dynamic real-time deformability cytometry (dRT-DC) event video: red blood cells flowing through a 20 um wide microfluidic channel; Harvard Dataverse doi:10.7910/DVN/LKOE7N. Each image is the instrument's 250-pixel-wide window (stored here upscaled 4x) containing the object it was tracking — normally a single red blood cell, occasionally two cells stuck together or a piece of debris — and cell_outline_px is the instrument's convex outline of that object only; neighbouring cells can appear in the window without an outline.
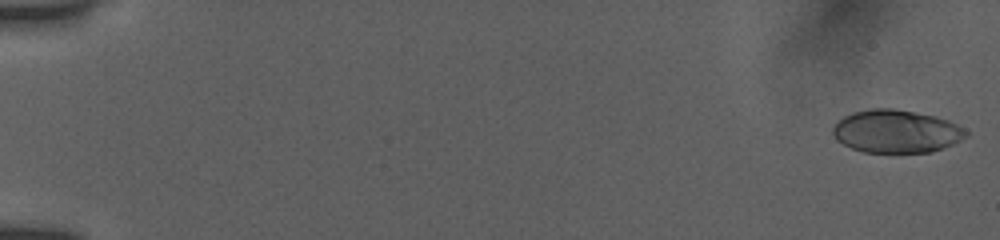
{"species": "human", "species_latin": "Homo sapiens", "temperature_condition": "room temperature", "stored_images_in_passage": 14, "camera_frame_rate_fps": 3000, "um_per_image_px": 0.085, "donor": {"sex": "female"}, "frame": {"image": 1, "passage_image": 1, "time_ms": 0.0, "image_size_px": [1000, 240], "cell_outline_px": [[968, 136], [944, 148], [932, 152], [864, 152], [852, 148], [836, 140], [832, 136], [832, 128], [844, 116], [852, 112], [872, 108], [892, 108], [916, 112], [936, 116], [948, 120], [964, 128], [968, 132]], "centroid_in_image_um": [76.18, 11.16], "position_along_channel_um": 8.8, "area_um2": 33.41}}